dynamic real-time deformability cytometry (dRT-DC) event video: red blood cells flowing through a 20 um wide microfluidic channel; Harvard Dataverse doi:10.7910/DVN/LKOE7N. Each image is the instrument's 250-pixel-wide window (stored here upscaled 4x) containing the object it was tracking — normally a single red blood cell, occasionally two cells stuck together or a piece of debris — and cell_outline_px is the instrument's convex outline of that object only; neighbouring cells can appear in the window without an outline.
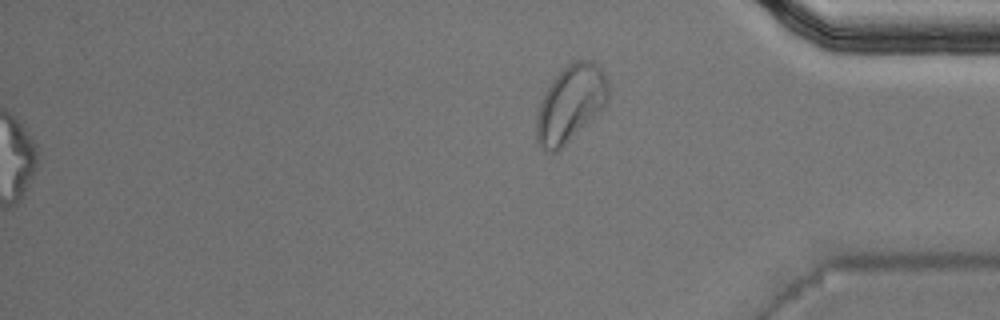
{"species": "Egyptian fruit bat (a non-hibernating species)", "species_latin": "Rousettus aegyptiacus", "temperature_condition": "warm", "stored_images_in_passage": 51, "camera_frame_rate_fps": 3000, "um_per_image_px": 0.085, "animal": {"sex": "male"}, "frame": {"image": 1, "passage_image": 51, "time_ms": 16.667, "image_size_px": [1000, 320], "cell_outline_px": [[608, 100], [556, 152], [544, 152], [536, 140], [536, 116], [540, 104], [552, 80], [572, 60], [592, 60], [604, 72], [608, 80]], "centroid_in_image_um": [48.46, 8.77], "position_along_channel_um": 386.7, "area_um2": 31.1}, "authors_computed_cell_mechanics": {"area_um2": 18.3804, "velocity_mm_per_s": 4.0809, "shape_relaxation_time_tau1_ms": null, "shape_relaxation_time_tau2_ms": 2.8545, "deformation_change_tau1": null, "deformation_change_tau2": 0.108}}